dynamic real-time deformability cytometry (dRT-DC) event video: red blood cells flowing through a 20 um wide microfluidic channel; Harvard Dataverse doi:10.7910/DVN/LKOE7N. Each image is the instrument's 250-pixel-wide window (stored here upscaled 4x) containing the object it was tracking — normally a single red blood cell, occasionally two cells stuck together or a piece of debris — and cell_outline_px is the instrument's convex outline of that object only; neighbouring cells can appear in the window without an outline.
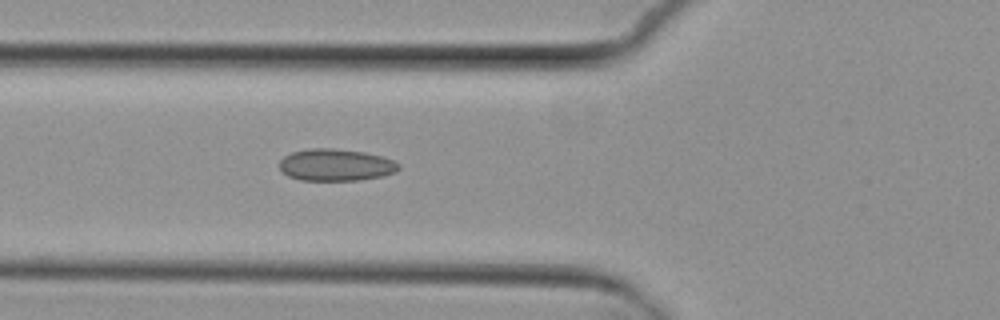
{"species": "common noctule bat (a hibernating species)", "species_latin": "Nyctalus noctula", "temperature_condition": "cold", "stored_images_in_passage": 6, "camera_frame_rate_fps": 3000, "um_per_image_px": 0.085, "animal": {"sex": "female", "body_mass_g": 29.2, "forearm_length_mm": 56.3}, "frame": {"image": 1, "passage_image": 6, "time_ms": 5.667, "image_size_px": [1000, 320], "cell_outline_px": [[400, 168], [396, 172], [380, 176], [360, 180], [300, 180], [288, 176], [280, 168], [280, 160], [284, 156], [292, 152], [308, 148], [332, 148], [364, 152], [380, 156], [392, 160], [400, 164]], "centroid_in_image_um": [28.53, 14.01], "position_along_channel_um": 97.3, "area_um2": 22.14}}